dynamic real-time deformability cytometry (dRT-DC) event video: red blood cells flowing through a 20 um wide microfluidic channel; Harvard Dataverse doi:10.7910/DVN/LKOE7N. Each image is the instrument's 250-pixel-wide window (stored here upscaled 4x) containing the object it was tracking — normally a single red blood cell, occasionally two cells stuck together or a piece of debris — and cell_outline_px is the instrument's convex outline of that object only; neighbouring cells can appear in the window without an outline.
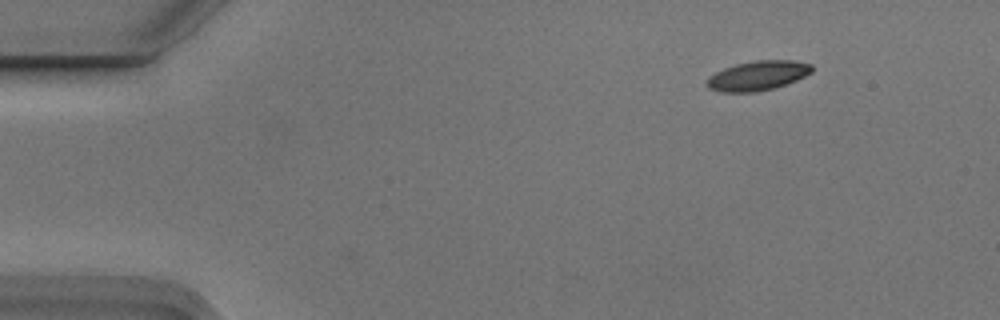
{"species": "Egyptian fruit bat (a non-hibernating species)", "species_latin": "Rousettus aegyptiacus", "temperature_condition": "cold", "stored_images_in_passage": 3, "camera_frame_rate_fps": 3000, "um_per_image_px": 0.085, "animal": {"sex": "male"}, "frame": {"image": 1, "passage_image": 3, "time_ms": 0.667, "image_size_px": [1000, 320], "cell_outline_px": [[812, 72], [796, 80], [772, 88], [756, 92], [720, 92], [708, 88], [704, 84], [708, 76], [724, 68], [736, 64], [756, 60], [792, 60], [812, 64]], "centroid_in_image_um": [64.36, 6.43], "position_along_channel_um": 20.6, "area_um2": 18.09}}